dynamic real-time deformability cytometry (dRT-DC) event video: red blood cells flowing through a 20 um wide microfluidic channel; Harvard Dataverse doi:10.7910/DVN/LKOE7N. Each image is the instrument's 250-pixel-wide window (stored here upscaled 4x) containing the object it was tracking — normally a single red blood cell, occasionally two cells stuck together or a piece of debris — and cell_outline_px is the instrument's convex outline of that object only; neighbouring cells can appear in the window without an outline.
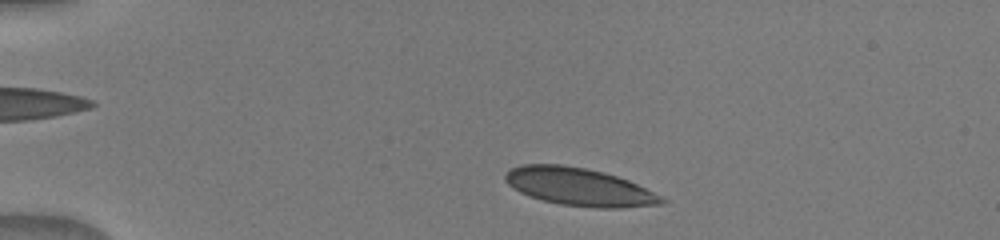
{"species": "human", "species_latin": "Homo sapiens", "temperature_condition": "warm", "stored_images_in_passage": 28, "camera_frame_rate_fps": 3000, "um_per_image_px": 0.085, "donor": {"sex": "male"}, "frame": {"image": 1, "passage_image": 6, "time_ms": 1.0, "image_size_px": [1000, 240], "cell_outline_px": [[668, 200], [664, 204], [616, 208], [596, 208], [560, 204], [544, 200], [520, 192], [512, 188], [504, 180], [504, 176], [512, 168], [520, 164], [560, 164], [584, 168], [604, 172], [628, 180]], "centroid_in_image_um": [49.22, 15.88], "position_along_channel_um": 35.8, "area_um2": 34.16}}
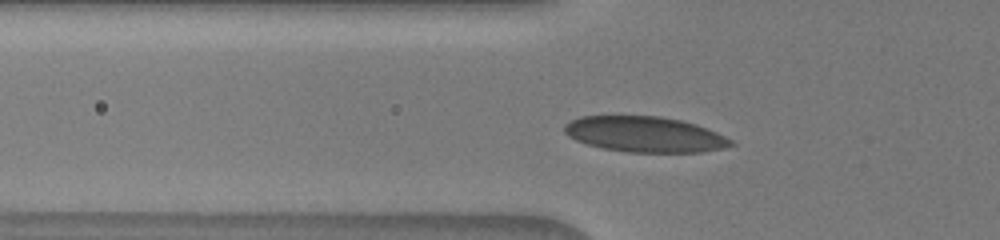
{"frame": {"image": 2, "passage_image": 21, "time_ms": 3.333, "image_size_px": [1000, 240], "cell_outline_px": [[736, 144], [724, 148], [700, 152], [628, 152], [604, 148], [588, 144], [576, 140], [568, 136], [564, 132], [564, 124], [580, 116], [660, 116], [680, 120], [696, 124], [708, 128], [732, 140]], "centroid_in_image_um": [54.82, 11.41], "position_along_channel_um": 71.0, "area_um2": 34.45}}
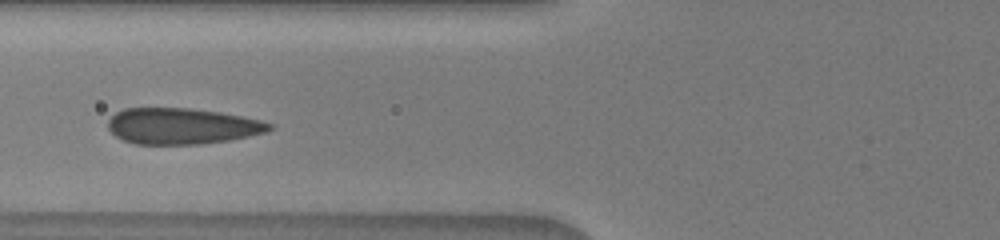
{"frame": {"image": 3, "passage_image": 27, "time_ms": 4.333, "image_size_px": [1000, 240], "cell_outline_px": [[272, 128], [268, 132], [228, 140], [196, 144], [136, 144], [124, 140], [116, 136], [108, 128], [108, 120], [116, 112], [124, 108], [188, 108], [220, 112], [260, 120], [272, 124]], "centroid_in_image_um": [15.45, 10.71], "position_along_channel_um": 110.3, "area_um2": 33.7}}